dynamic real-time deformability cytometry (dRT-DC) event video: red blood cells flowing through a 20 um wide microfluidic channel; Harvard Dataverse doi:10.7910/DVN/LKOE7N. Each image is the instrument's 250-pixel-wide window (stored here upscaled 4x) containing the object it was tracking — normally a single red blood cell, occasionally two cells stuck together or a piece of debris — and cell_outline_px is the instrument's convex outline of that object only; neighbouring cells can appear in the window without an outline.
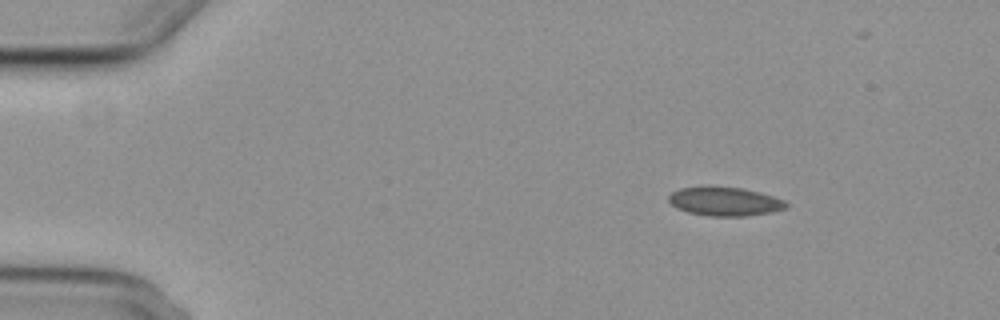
{"species": "common noctule bat (a hibernating species)", "species_latin": "Nyctalus noctula", "temperature_condition": "cold", "stored_images_in_passage": 4, "camera_frame_rate_fps": 3000, "um_per_image_px": 0.085, "animal": {"sex": "female", "body_mass_g": 29.2, "forearm_length_mm": 56.3}, "frame": {"image": 1, "passage_image": 1, "time_ms": 0.0, "image_size_px": [1000, 320], "cell_outline_px": [[788, 204], [784, 208], [772, 212], [744, 216], [708, 216], [688, 212], [676, 208], [668, 200], [668, 196], [672, 192], [680, 188], [744, 188], [760, 192], [784, 200]], "centroid_in_image_um": [61.61, 17.15], "position_along_channel_um": 23.4, "area_um2": 19.25}}
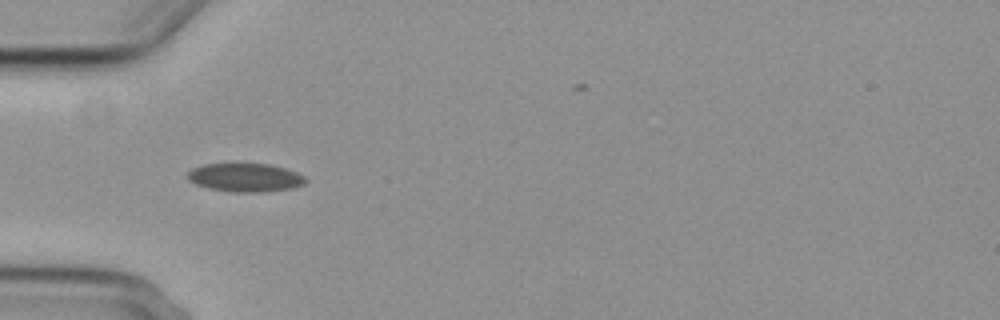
{"frame": {"image": 2, "passage_image": 3, "time_ms": 3.333, "image_size_px": [1000, 320], "cell_outline_px": [[308, 180], [304, 184], [292, 188], [264, 192], [232, 192], [208, 188], [196, 184], [188, 180], [188, 172], [192, 168], [204, 164], [268, 164], [284, 168], [296, 172], [304, 176]], "centroid_in_image_um": [20.85, 15.1], "position_along_channel_um": 64.2, "area_um2": 19.54}}
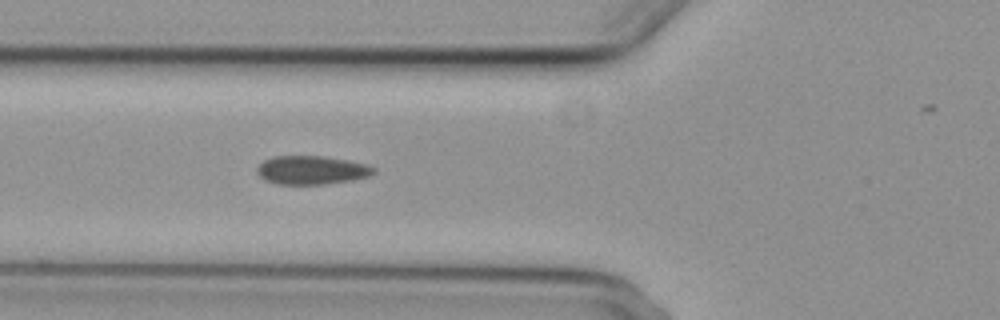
{"frame": {"image": 3, "passage_image": 4, "time_ms": 4.333, "image_size_px": [1000, 320], "cell_outline_px": [[376, 172], [368, 176], [352, 180], [324, 184], [276, 184], [264, 180], [256, 172], [256, 168], [264, 160], [272, 156], [324, 156], [348, 160], [368, 164], [376, 168]], "centroid_in_image_um": [26.49, 14.45], "position_along_channel_um": 99.3, "area_um2": 19.59}}